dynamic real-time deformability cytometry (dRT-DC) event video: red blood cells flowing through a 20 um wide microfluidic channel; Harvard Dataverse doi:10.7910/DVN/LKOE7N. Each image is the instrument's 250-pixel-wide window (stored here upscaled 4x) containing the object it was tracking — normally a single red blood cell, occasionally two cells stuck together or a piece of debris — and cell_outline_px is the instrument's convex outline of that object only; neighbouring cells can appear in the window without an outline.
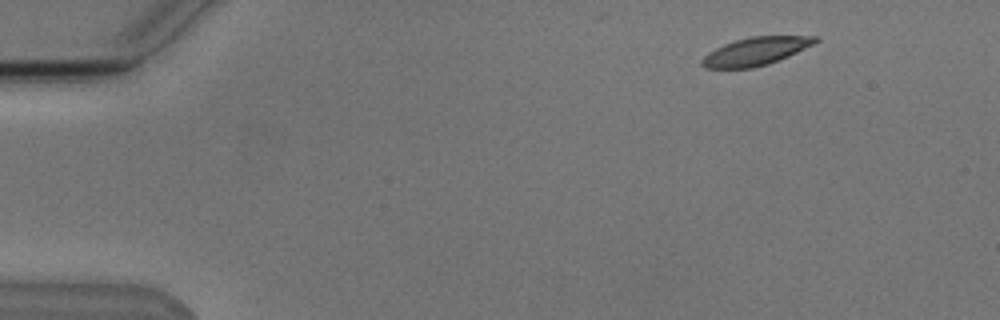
{"species": "Egyptian fruit bat (a non-hibernating species)", "species_latin": "Rousettus aegyptiacus", "temperature_condition": "cold", "stored_images_in_passage": 3, "camera_frame_rate_fps": 3000, "um_per_image_px": 0.085, "animal": {"sex": "male"}, "frame": {"image": 1, "passage_image": 1, "time_ms": 0.0, "image_size_px": [1000, 320], "cell_outline_px": [[820, 40], [816, 44], [788, 56], [768, 64], [752, 68], [704, 68], [700, 64], [700, 60], [708, 52], [724, 44], [736, 40], [752, 36], [816, 36]], "centroid_in_image_um": [64.24, 4.36], "position_along_channel_um": 20.8, "area_um2": 18.55}}